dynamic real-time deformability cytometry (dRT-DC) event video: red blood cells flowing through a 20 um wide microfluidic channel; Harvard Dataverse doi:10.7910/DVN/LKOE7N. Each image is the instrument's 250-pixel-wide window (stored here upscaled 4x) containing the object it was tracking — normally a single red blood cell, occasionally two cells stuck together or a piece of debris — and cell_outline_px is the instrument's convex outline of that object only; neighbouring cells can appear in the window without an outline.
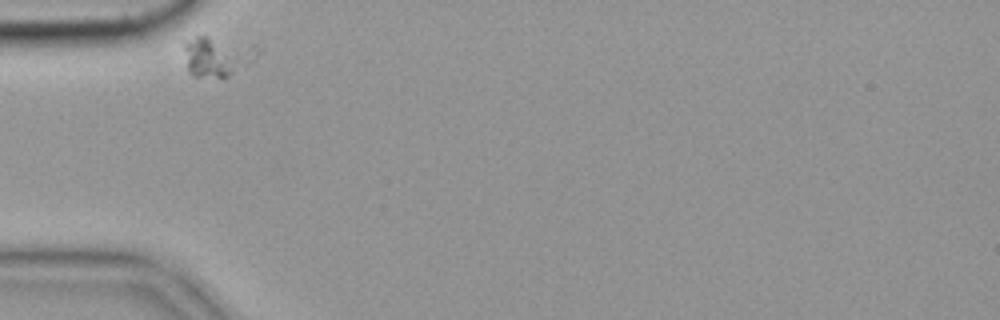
{"species": "common noctule bat (a hibernating species)", "species_latin": "Nyctalus noctula", "temperature_condition": "cold", "stored_images_in_passage": 34, "camera_frame_rate_fps": 3000, "um_per_image_px": 0.085, "animal": {"sex": "female", "body_mass_g": 19.9}, "frame": {"image": 1, "passage_image": 1, "time_ms": 0.0, "image_size_px": [1000, 320], "cell_outline_px": [[232, 72], [228, 76], [196, 76], [188, 72], [180, 40], [196, 36], [208, 36]], "centroid_in_image_um": [17.31, 4.9], "position_along_channel_um": 67.7, "area_um2": 10.35}}
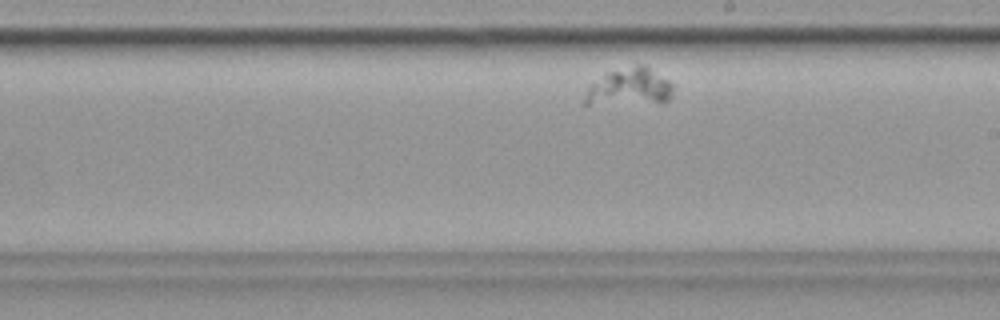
{"frame": {"image": 2, "passage_image": 19, "time_ms": 6.0, "image_size_px": [1000, 320], "cell_outline_px": [[672, 96], [668, 100], [588, 104], [580, 104], [588, 88], [592, 84], [608, 72], [636, 64], [644, 64], [668, 80], [672, 84]], "centroid_in_image_um": [53.47, 7.36], "position_along_channel_um": 235.5, "area_um2": 18.44}}
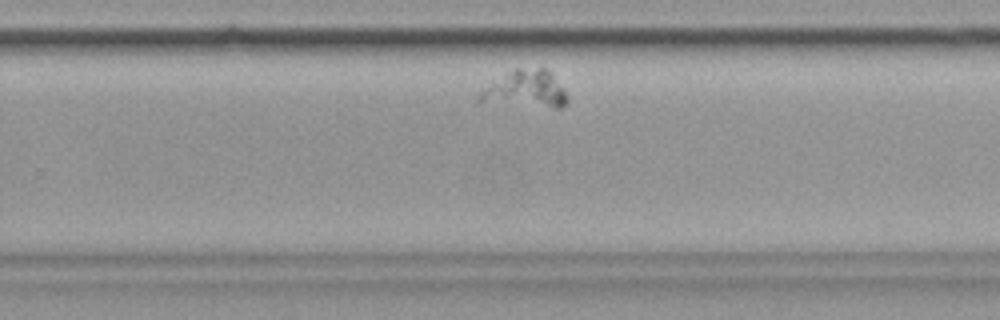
{"frame": {"image": 3, "passage_image": 24, "time_ms": 7.667, "image_size_px": [1000, 320], "cell_outline_px": [[568, 100], [560, 108], [552, 108], [476, 100], [480, 92], [488, 84], [516, 68], [544, 68], [552, 72], [564, 88]], "centroid_in_image_um": [44.73, 7.57], "position_along_channel_um": 285.1, "area_um2": 18.67}}